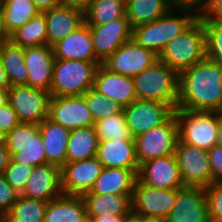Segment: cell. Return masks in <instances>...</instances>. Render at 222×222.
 <instances>
[{
    "instance_id": "cell-1",
    "label": "cell",
    "mask_w": 222,
    "mask_h": 222,
    "mask_svg": "<svg viewBox=\"0 0 222 222\" xmlns=\"http://www.w3.org/2000/svg\"><path fill=\"white\" fill-rule=\"evenodd\" d=\"M222 103V65L205 58L179 74L176 109L216 112Z\"/></svg>"
},
{
    "instance_id": "cell-2",
    "label": "cell",
    "mask_w": 222,
    "mask_h": 222,
    "mask_svg": "<svg viewBox=\"0 0 222 222\" xmlns=\"http://www.w3.org/2000/svg\"><path fill=\"white\" fill-rule=\"evenodd\" d=\"M197 18L191 11L170 9L157 20L134 27L132 39L159 56L165 46L183 33Z\"/></svg>"
},
{
    "instance_id": "cell-3",
    "label": "cell",
    "mask_w": 222,
    "mask_h": 222,
    "mask_svg": "<svg viewBox=\"0 0 222 222\" xmlns=\"http://www.w3.org/2000/svg\"><path fill=\"white\" fill-rule=\"evenodd\" d=\"M206 57V34L203 21L198 17L165 46L159 60L180 74Z\"/></svg>"
},
{
    "instance_id": "cell-4",
    "label": "cell",
    "mask_w": 222,
    "mask_h": 222,
    "mask_svg": "<svg viewBox=\"0 0 222 222\" xmlns=\"http://www.w3.org/2000/svg\"><path fill=\"white\" fill-rule=\"evenodd\" d=\"M137 99L162 102L177 107L179 74L157 60L133 77Z\"/></svg>"
},
{
    "instance_id": "cell-5",
    "label": "cell",
    "mask_w": 222,
    "mask_h": 222,
    "mask_svg": "<svg viewBox=\"0 0 222 222\" xmlns=\"http://www.w3.org/2000/svg\"><path fill=\"white\" fill-rule=\"evenodd\" d=\"M101 62L55 59L50 94L51 97L81 96L93 88Z\"/></svg>"
},
{
    "instance_id": "cell-6",
    "label": "cell",
    "mask_w": 222,
    "mask_h": 222,
    "mask_svg": "<svg viewBox=\"0 0 222 222\" xmlns=\"http://www.w3.org/2000/svg\"><path fill=\"white\" fill-rule=\"evenodd\" d=\"M178 136L182 143H189L208 151L216 145L219 115L211 111L175 109Z\"/></svg>"
},
{
    "instance_id": "cell-7",
    "label": "cell",
    "mask_w": 222,
    "mask_h": 222,
    "mask_svg": "<svg viewBox=\"0 0 222 222\" xmlns=\"http://www.w3.org/2000/svg\"><path fill=\"white\" fill-rule=\"evenodd\" d=\"M177 189H157L136 179L131 197L132 213L147 221H164L175 204Z\"/></svg>"
},
{
    "instance_id": "cell-8",
    "label": "cell",
    "mask_w": 222,
    "mask_h": 222,
    "mask_svg": "<svg viewBox=\"0 0 222 222\" xmlns=\"http://www.w3.org/2000/svg\"><path fill=\"white\" fill-rule=\"evenodd\" d=\"M178 139V122L175 115L162 125L135 137L139 165L151 159L175 154Z\"/></svg>"
},
{
    "instance_id": "cell-9",
    "label": "cell",
    "mask_w": 222,
    "mask_h": 222,
    "mask_svg": "<svg viewBox=\"0 0 222 222\" xmlns=\"http://www.w3.org/2000/svg\"><path fill=\"white\" fill-rule=\"evenodd\" d=\"M175 156L185 186L206 188L213 183L207 151L178 139Z\"/></svg>"
},
{
    "instance_id": "cell-10",
    "label": "cell",
    "mask_w": 222,
    "mask_h": 222,
    "mask_svg": "<svg viewBox=\"0 0 222 222\" xmlns=\"http://www.w3.org/2000/svg\"><path fill=\"white\" fill-rule=\"evenodd\" d=\"M51 94L27 85L9 88V104L21 123L40 124L49 115Z\"/></svg>"
},
{
    "instance_id": "cell-11",
    "label": "cell",
    "mask_w": 222,
    "mask_h": 222,
    "mask_svg": "<svg viewBox=\"0 0 222 222\" xmlns=\"http://www.w3.org/2000/svg\"><path fill=\"white\" fill-rule=\"evenodd\" d=\"M174 111L169 104L140 99L123 108L125 121L133 138L167 122Z\"/></svg>"
},
{
    "instance_id": "cell-12",
    "label": "cell",
    "mask_w": 222,
    "mask_h": 222,
    "mask_svg": "<svg viewBox=\"0 0 222 222\" xmlns=\"http://www.w3.org/2000/svg\"><path fill=\"white\" fill-rule=\"evenodd\" d=\"M159 56L138 45L132 38L122 44L103 65L112 72L134 77L153 65Z\"/></svg>"
},
{
    "instance_id": "cell-13",
    "label": "cell",
    "mask_w": 222,
    "mask_h": 222,
    "mask_svg": "<svg viewBox=\"0 0 222 222\" xmlns=\"http://www.w3.org/2000/svg\"><path fill=\"white\" fill-rule=\"evenodd\" d=\"M137 179L142 184L157 189L186 187L175 154L158 157L140 164Z\"/></svg>"
},
{
    "instance_id": "cell-14",
    "label": "cell",
    "mask_w": 222,
    "mask_h": 222,
    "mask_svg": "<svg viewBox=\"0 0 222 222\" xmlns=\"http://www.w3.org/2000/svg\"><path fill=\"white\" fill-rule=\"evenodd\" d=\"M163 222H210L205 188H178L175 204Z\"/></svg>"
},
{
    "instance_id": "cell-15",
    "label": "cell",
    "mask_w": 222,
    "mask_h": 222,
    "mask_svg": "<svg viewBox=\"0 0 222 222\" xmlns=\"http://www.w3.org/2000/svg\"><path fill=\"white\" fill-rule=\"evenodd\" d=\"M48 118L68 130L95 126L82 95L51 97Z\"/></svg>"
},
{
    "instance_id": "cell-16",
    "label": "cell",
    "mask_w": 222,
    "mask_h": 222,
    "mask_svg": "<svg viewBox=\"0 0 222 222\" xmlns=\"http://www.w3.org/2000/svg\"><path fill=\"white\" fill-rule=\"evenodd\" d=\"M103 168L97 157L66 162L61 168L63 194L82 196L91 191Z\"/></svg>"
},
{
    "instance_id": "cell-17",
    "label": "cell",
    "mask_w": 222,
    "mask_h": 222,
    "mask_svg": "<svg viewBox=\"0 0 222 222\" xmlns=\"http://www.w3.org/2000/svg\"><path fill=\"white\" fill-rule=\"evenodd\" d=\"M96 58L103 64L122 44L132 38L127 16L103 25L90 26Z\"/></svg>"
},
{
    "instance_id": "cell-18",
    "label": "cell",
    "mask_w": 222,
    "mask_h": 222,
    "mask_svg": "<svg viewBox=\"0 0 222 222\" xmlns=\"http://www.w3.org/2000/svg\"><path fill=\"white\" fill-rule=\"evenodd\" d=\"M62 194L61 168L47 163L33 167L26 187L20 195L49 202Z\"/></svg>"
},
{
    "instance_id": "cell-19",
    "label": "cell",
    "mask_w": 222,
    "mask_h": 222,
    "mask_svg": "<svg viewBox=\"0 0 222 222\" xmlns=\"http://www.w3.org/2000/svg\"><path fill=\"white\" fill-rule=\"evenodd\" d=\"M93 88L122 108L137 99L133 77L112 72L103 64L97 69Z\"/></svg>"
},
{
    "instance_id": "cell-20",
    "label": "cell",
    "mask_w": 222,
    "mask_h": 222,
    "mask_svg": "<svg viewBox=\"0 0 222 222\" xmlns=\"http://www.w3.org/2000/svg\"><path fill=\"white\" fill-rule=\"evenodd\" d=\"M25 65L28 69V86L50 93L55 56L49 45L24 48Z\"/></svg>"
},
{
    "instance_id": "cell-21",
    "label": "cell",
    "mask_w": 222,
    "mask_h": 222,
    "mask_svg": "<svg viewBox=\"0 0 222 222\" xmlns=\"http://www.w3.org/2000/svg\"><path fill=\"white\" fill-rule=\"evenodd\" d=\"M52 48L55 59L100 62L96 58L90 26L86 23Z\"/></svg>"
},
{
    "instance_id": "cell-22",
    "label": "cell",
    "mask_w": 222,
    "mask_h": 222,
    "mask_svg": "<svg viewBox=\"0 0 222 222\" xmlns=\"http://www.w3.org/2000/svg\"><path fill=\"white\" fill-rule=\"evenodd\" d=\"M43 13L47 23V45L51 47L85 23L84 12L72 7L59 5Z\"/></svg>"
},
{
    "instance_id": "cell-23",
    "label": "cell",
    "mask_w": 222,
    "mask_h": 222,
    "mask_svg": "<svg viewBox=\"0 0 222 222\" xmlns=\"http://www.w3.org/2000/svg\"><path fill=\"white\" fill-rule=\"evenodd\" d=\"M96 157L104 168L139 170L134 140L99 141Z\"/></svg>"
},
{
    "instance_id": "cell-24",
    "label": "cell",
    "mask_w": 222,
    "mask_h": 222,
    "mask_svg": "<svg viewBox=\"0 0 222 222\" xmlns=\"http://www.w3.org/2000/svg\"><path fill=\"white\" fill-rule=\"evenodd\" d=\"M132 194H96L82 195L87 217L120 216L132 213Z\"/></svg>"
},
{
    "instance_id": "cell-25",
    "label": "cell",
    "mask_w": 222,
    "mask_h": 222,
    "mask_svg": "<svg viewBox=\"0 0 222 222\" xmlns=\"http://www.w3.org/2000/svg\"><path fill=\"white\" fill-rule=\"evenodd\" d=\"M43 138L47 163L62 168L66 163V152L70 130L46 118L39 124Z\"/></svg>"
},
{
    "instance_id": "cell-26",
    "label": "cell",
    "mask_w": 222,
    "mask_h": 222,
    "mask_svg": "<svg viewBox=\"0 0 222 222\" xmlns=\"http://www.w3.org/2000/svg\"><path fill=\"white\" fill-rule=\"evenodd\" d=\"M139 170L103 168L93 188L87 193L133 194L134 183Z\"/></svg>"
},
{
    "instance_id": "cell-27",
    "label": "cell",
    "mask_w": 222,
    "mask_h": 222,
    "mask_svg": "<svg viewBox=\"0 0 222 222\" xmlns=\"http://www.w3.org/2000/svg\"><path fill=\"white\" fill-rule=\"evenodd\" d=\"M86 219L82 196L62 194L47 203L44 222H84Z\"/></svg>"
},
{
    "instance_id": "cell-28",
    "label": "cell",
    "mask_w": 222,
    "mask_h": 222,
    "mask_svg": "<svg viewBox=\"0 0 222 222\" xmlns=\"http://www.w3.org/2000/svg\"><path fill=\"white\" fill-rule=\"evenodd\" d=\"M99 139L95 126L70 130L66 162H75L97 156Z\"/></svg>"
},
{
    "instance_id": "cell-29",
    "label": "cell",
    "mask_w": 222,
    "mask_h": 222,
    "mask_svg": "<svg viewBox=\"0 0 222 222\" xmlns=\"http://www.w3.org/2000/svg\"><path fill=\"white\" fill-rule=\"evenodd\" d=\"M0 60L12 86H28V69L25 65L24 48L11 40L0 49Z\"/></svg>"
},
{
    "instance_id": "cell-30",
    "label": "cell",
    "mask_w": 222,
    "mask_h": 222,
    "mask_svg": "<svg viewBox=\"0 0 222 222\" xmlns=\"http://www.w3.org/2000/svg\"><path fill=\"white\" fill-rule=\"evenodd\" d=\"M0 13L5 28L11 35L40 12L33 0H3Z\"/></svg>"
},
{
    "instance_id": "cell-31",
    "label": "cell",
    "mask_w": 222,
    "mask_h": 222,
    "mask_svg": "<svg viewBox=\"0 0 222 222\" xmlns=\"http://www.w3.org/2000/svg\"><path fill=\"white\" fill-rule=\"evenodd\" d=\"M169 10L168 0H126V16L132 28L157 20Z\"/></svg>"
},
{
    "instance_id": "cell-32",
    "label": "cell",
    "mask_w": 222,
    "mask_h": 222,
    "mask_svg": "<svg viewBox=\"0 0 222 222\" xmlns=\"http://www.w3.org/2000/svg\"><path fill=\"white\" fill-rule=\"evenodd\" d=\"M126 15L125 0H92L84 12L89 26L103 25Z\"/></svg>"
},
{
    "instance_id": "cell-33",
    "label": "cell",
    "mask_w": 222,
    "mask_h": 222,
    "mask_svg": "<svg viewBox=\"0 0 222 222\" xmlns=\"http://www.w3.org/2000/svg\"><path fill=\"white\" fill-rule=\"evenodd\" d=\"M10 40L23 48L47 45V23L44 13L34 16L10 35Z\"/></svg>"
},
{
    "instance_id": "cell-34",
    "label": "cell",
    "mask_w": 222,
    "mask_h": 222,
    "mask_svg": "<svg viewBox=\"0 0 222 222\" xmlns=\"http://www.w3.org/2000/svg\"><path fill=\"white\" fill-rule=\"evenodd\" d=\"M47 203L19 195L17 201L3 219L6 222H44Z\"/></svg>"
},
{
    "instance_id": "cell-35",
    "label": "cell",
    "mask_w": 222,
    "mask_h": 222,
    "mask_svg": "<svg viewBox=\"0 0 222 222\" xmlns=\"http://www.w3.org/2000/svg\"><path fill=\"white\" fill-rule=\"evenodd\" d=\"M95 129L99 141H108L114 139L134 140L125 121L123 111L121 113L96 121Z\"/></svg>"
},
{
    "instance_id": "cell-36",
    "label": "cell",
    "mask_w": 222,
    "mask_h": 222,
    "mask_svg": "<svg viewBox=\"0 0 222 222\" xmlns=\"http://www.w3.org/2000/svg\"><path fill=\"white\" fill-rule=\"evenodd\" d=\"M10 154L13 161L27 163L32 167L47 164L44 142L38 124H32L31 143L19 152H10Z\"/></svg>"
},
{
    "instance_id": "cell-37",
    "label": "cell",
    "mask_w": 222,
    "mask_h": 222,
    "mask_svg": "<svg viewBox=\"0 0 222 222\" xmlns=\"http://www.w3.org/2000/svg\"><path fill=\"white\" fill-rule=\"evenodd\" d=\"M82 96L93 116L94 122L123 111V108L118 103L108 99L94 88L88 89Z\"/></svg>"
},
{
    "instance_id": "cell-38",
    "label": "cell",
    "mask_w": 222,
    "mask_h": 222,
    "mask_svg": "<svg viewBox=\"0 0 222 222\" xmlns=\"http://www.w3.org/2000/svg\"><path fill=\"white\" fill-rule=\"evenodd\" d=\"M206 34V56L222 65V21H203Z\"/></svg>"
},
{
    "instance_id": "cell-39",
    "label": "cell",
    "mask_w": 222,
    "mask_h": 222,
    "mask_svg": "<svg viewBox=\"0 0 222 222\" xmlns=\"http://www.w3.org/2000/svg\"><path fill=\"white\" fill-rule=\"evenodd\" d=\"M32 171L33 167L31 165L15 162L10 159L9 165L5 168L3 175L6 181L21 194L26 187Z\"/></svg>"
},
{
    "instance_id": "cell-40",
    "label": "cell",
    "mask_w": 222,
    "mask_h": 222,
    "mask_svg": "<svg viewBox=\"0 0 222 222\" xmlns=\"http://www.w3.org/2000/svg\"><path fill=\"white\" fill-rule=\"evenodd\" d=\"M32 141V123H19L6 136V145L10 152H19Z\"/></svg>"
},
{
    "instance_id": "cell-41",
    "label": "cell",
    "mask_w": 222,
    "mask_h": 222,
    "mask_svg": "<svg viewBox=\"0 0 222 222\" xmlns=\"http://www.w3.org/2000/svg\"><path fill=\"white\" fill-rule=\"evenodd\" d=\"M210 222H222V181L205 188Z\"/></svg>"
},
{
    "instance_id": "cell-42",
    "label": "cell",
    "mask_w": 222,
    "mask_h": 222,
    "mask_svg": "<svg viewBox=\"0 0 222 222\" xmlns=\"http://www.w3.org/2000/svg\"><path fill=\"white\" fill-rule=\"evenodd\" d=\"M18 193L7 181L3 174H0V218H3L17 201Z\"/></svg>"
},
{
    "instance_id": "cell-43",
    "label": "cell",
    "mask_w": 222,
    "mask_h": 222,
    "mask_svg": "<svg viewBox=\"0 0 222 222\" xmlns=\"http://www.w3.org/2000/svg\"><path fill=\"white\" fill-rule=\"evenodd\" d=\"M209 0H168L169 8L172 10H187L193 12L197 17L204 12Z\"/></svg>"
},
{
    "instance_id": "cell-44",
    "label": "cell",
    "mask_w": 222,
    "mask_h": 222,
    "mask_svg": "<svg viewBox=\"0 0 222 222\" xmlns=\"http://www.w3.org/2000/svg\"><path fill=\"white\" fill-rule=\"evenodd\" d=\"M207 152L209 163L213 172V183L222 181V146L216 144Z\"/></svg>"
},
{
    "instance_id": "cell-45",
    "label": "cell",
    "mask_w": 222,
    "mask_h": 222,
    "mask_svg": "<svg viewBox=\"0 0 222 222\" xmlns=\"http://www.w3.org/2000/svg\"><path fill=\"white\" fill-rule=\"evenodd\" d=\"M19 123L17 113L9 103L0 107V129L8 133Z\"/></svg>"
},
{
    "instance_id": "cell-46",
    "label": "cell",
    "mask_w": 222,
    "mask_h": 222,
    "mask_svg": "<svg viewBox=\"0 0 222 222\" xmlns=\"http://www.w3.org/2000/svg\"><path fill=\"white\" fill-rule=\"evenodd\" d=\"M199 18L202 21H222V0H209Z\"/></svg>"
},
{
    "instance_id": "cell-47",
    "label": "cell",
    "mask_w": 222,
    "mask_h": 222,
    "mask_svg": "<svg viewBox=\"0 0 222 222\" xmlns=\"http://www.w3.org/2000/svg\"><path fill=\"white\" fill-rule=\"evenodd\" d=\"M61 6L72 7L85 12L92 0H58Z\"/></svg>"
},
{
    "instance_id": "cell-48",
    "label": "cell",
    "mask_w": 222,
    "mask_h": 222,
    "mask_svg": "<svg viewBox=\"0 0 222 222\" xmlns=\"http://www.w3.org/2000/svg\"><path fill=\"white\" fill-rule=\"evenodd\" d=\"M11 154L6 143L0 144V174H3L5 168L9 165Z\"/></svg>"
},
{
    "instance_id": "cell-49",
    "label": "cell",
    "mask_w": 222,
    "mask_h": 222,
    "mask_svg": "<svg viewBox=\"0 0 222 222\" xmlns=\"http://www.w3.org/2000/svg\"><path fill=\"white\" fill-rule=\"evenodd\" d=\"M36 8L40 13L50 10L51 8L59 6L58 0H33Z\"/></svg>"
},
{
    "instance_id": "cell-50",
    "label": "cell",
    "mask_w": 222,
    "mask_h": 222,
    "mask_svg": "<svg viewBox=\"0 0 222 222\" xmlns=\"http://www.w3.org/2000/svg\"><path fill=\"white\" fill-rule=\"evenodd\" d=\"M129 215H120V216H103V217H87L91 222H125V219Z\"/></svg>"
},
{
    "instance_id": "cell-51",
    "label": "cell",
    "mask_w": 222,
    "mask_h": 222,
    "mask_svg": "<svg viewBox=\"0 0 222 222\" xmlns=\"http://www.w3.org/2000/svg\"><path fill=\"white\" fill-rule=\"evenodd\" d=\"M10 41V34L7 32L1 13H0V49L3 47V45Z\"/></svg>"
},
{
    "instance_id": "cell-52",
    "label": "cell",
    "mask_w": 222,
    "mask_h": 222,
    "mask_svg": "<svg viewBox=\"0 0 222 222\" xmlns=\"http://www.w3.org/2000/svg\"><path fill=\"white\" fill-rule=\"evenodd\" d=\"M11 87L10 82L8 81L6 71L0 60V90H9Z\"/></svg>"
},
{
    "instance_id": "cell-53",
    "label": "cell",
    "mask_w": 222,
    "mask_h": 222,
    "mask_svg": "<svg viewBox=\"0 0 222 222\" xmlns=\"http://www.w3.org/2000/svg\"><path fill=\"white\" fill-rule=\"evenodd\" d=\"M9 103V90H0V107Z\"/></svg>"
},
{
    "instance_id": "cell-54",
    "label": "cell",
    "mask_w": 222,
    "mask_h": 222,
    "mask_svg": "<svg viewBox=\"0 0 222 222\" xmlns=\"http://www.w3.org/2000/svg\"><path fill=\"white\" fill-rule=\"evenodd\" d=\"M216 144L222 146V118H218L217 123V141Z\"/></svg>"
},
{
    "instance_id": "cell-55",
    "label": "cell",
    "mask_w": 222,
    "mask_h": 222,
    "mask_svg": "<svg viewBox=\"0 0 222 222\" xmlns=\"http://www.w3.org/2000/svg\"><path fill=\"white\" fill-rule=\"evenodd\" d=\"M125 222H148L143 217L137 216L133 213H131L126 219Z\"/></svg>"
},
{
    "instance_id": "cell-56",
    "label": "cell",
    "mask_w": 222,
    "mask_h": 222,
    "mask_svg": "<svg viewBox=\"0 0 222 222\" xmlns=\"http://www.w3.org/2000/svg\"><path fill=\"white\" fill-rule=\"evenodd\" d=\"M6 136H7V133L0 129V144L2 143H6Z\"/></svg>"
},
{
    "instance_id": "cell-57",
    "label": "cell",
    "mask_w": 222,
    "mask_h": 222,
    "mask_svg": "<svg viewBox=\"0 0 222 222\" xmlns=\"http://www.w3.org/2000/svg\"><path fill=\"white\" fill-rule=\"evenodd\" d=\"M216 112L219 115V117L222 118V103H221L219 109Z\"/></svg>"
},
{
    "instance_id": "cell-58",
    "label": "cell",
    "mask_w": 222,
    "mask_h": 222,
    "mask_svg": "<svg viewBox=\"0 0 222 222\" xmlns=\"http://www.w3.org/2000/svg\"><path fill=\"white\" fill-rule=\"evenodd\" d=\"M84 222H91V220L89 218H87Z\"/></svg>"
},
{
    "instance_id": "cell-59",
    "label": "cell",
    "mask_w": 222,
    "mask_h": 222,
    "mask_svg": "<svg viewBox=\"0 0 222 222\" xmlns=\"http://www.w3.org/2000/svg\"><path fill=\"white\" fill-rule=\"evenodd\" d=\"M0 222H6L3 218H0Z\"/></svg>"
}]
</instances>
